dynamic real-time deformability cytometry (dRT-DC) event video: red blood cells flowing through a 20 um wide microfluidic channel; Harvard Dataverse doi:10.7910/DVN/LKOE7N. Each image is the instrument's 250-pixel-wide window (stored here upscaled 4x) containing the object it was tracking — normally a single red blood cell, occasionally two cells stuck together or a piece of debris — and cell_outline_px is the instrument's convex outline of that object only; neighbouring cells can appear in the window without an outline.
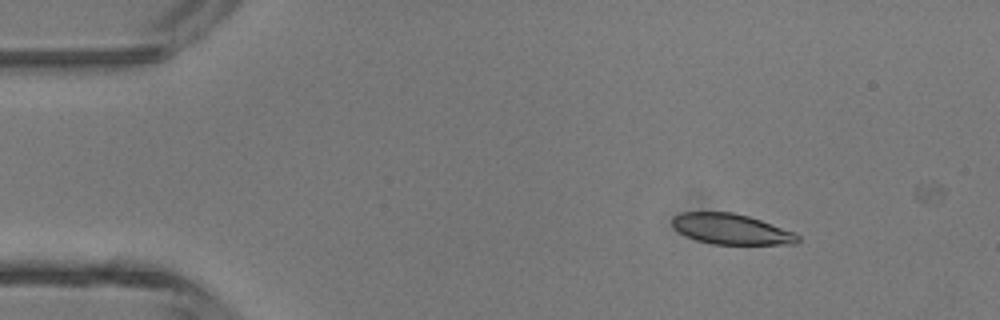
{"species": "common noctule bat (a hibernating species)", "species_latin": "Nyctalus noctula", "temperature_condition": "room temperature", "stored_images_in_passage": 3, "camera_frame_rate_fps": 3000, "um_per_image_px": 0.085, "animal": {"sex": "male", "body_mass_g": 13.3}, "frame": {"image": 1, "passage_image": 1, "time_ms": 0.0, "image_size_px": [1000, 320], "cell_outline_px": [[800, 240], [796, 244], [712, 244], [696, 240], [680, 232], [672, 224], [672, 216], [680, 212], [732, 212], [748, 216], [796, 232], [800, 236]], "centroid_in_image_um": [62.18, 19.47], "position_along_channel_um": 22.8, "area_um2": 22.31}}